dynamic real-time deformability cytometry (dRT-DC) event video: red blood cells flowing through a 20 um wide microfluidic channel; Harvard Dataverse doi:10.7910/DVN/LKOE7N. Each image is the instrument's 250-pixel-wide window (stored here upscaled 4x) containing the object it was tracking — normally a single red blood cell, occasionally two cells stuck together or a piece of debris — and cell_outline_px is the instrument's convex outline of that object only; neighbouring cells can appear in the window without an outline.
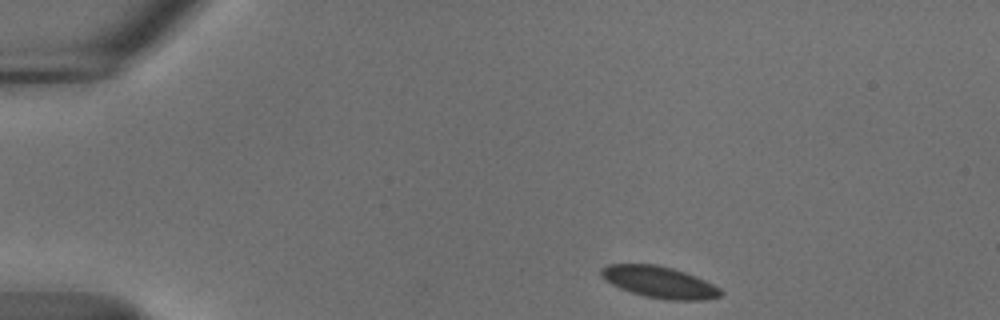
{"species": "common noctule bat (a hibernating species)", "species_latin": "Nyctalus noctula", "temperature_condition": "cold", "stored_images_in_passage": 47, "camera_frame_rate_fps": 3000, "um_per_image_px": 0.085, "animal": {"sex": "male", "body_mass_g": 18.8}, "frame": {"image": 1, "passage_image": 1, "time_ms": 0.0, "image_size_px": [1000, 320], "cell_outline_px": [[724, 292], [720, 296], [704, 300], [668, 300], [644, 296], [620, 288], [604, 280], [600, 276], [600, 268], [608, 264], [656, 264], [672, 268], [696, 276], [720, 288]], "centroid_in_image_um": [56.03, 23.98], "position_along_channel_um": 29.0, "area_um2": 22.02}}
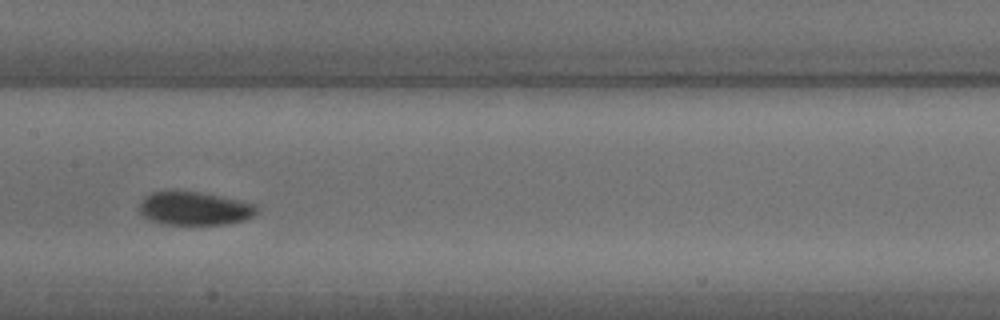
{"frame": {"image": 2, "passage_image": 20, "time_ms": 6.333, "image_size_px": [1000, 320], "cell_outline_px": [[256, 212], [252, 216], [244, 220], [228, 224], [164, 224], [152, 220], [144, 216], [140, 212], [140, 204], [152, 192], [200, 192], [256, 204]], "centroid_in_image_um": [16.56, 17.73], "position_along_channel_um": 190.8, "area_um2": 22.2}}
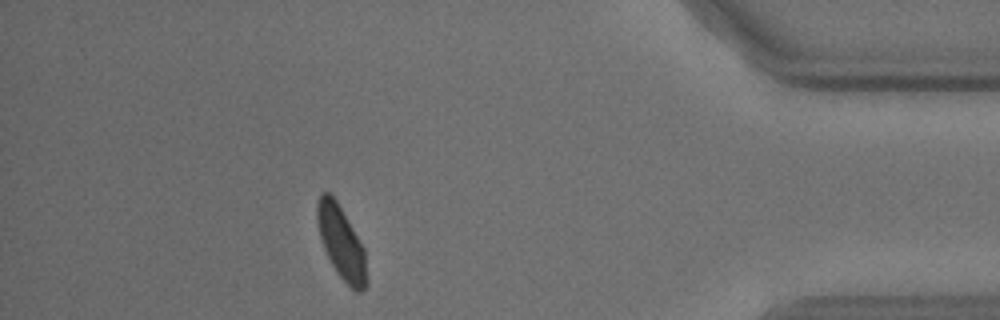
{"frame": {"image": 3, "passage_image": 41, "time_ms": 13.333, "image_size_px": [1000, 320], "cell_outline_px": [[368, 284], [360, 292], [356, 292], [336, 272], [324, 248], [320, 236], [316, 220], [316, 204], [320, 192], [328, 192], [336, 200], [364, 248], [368, 280]], "centroid_in_image_um": [29.01, 20.62], "position_along_channel_um": 406.2, "area_um2": 20.87}}